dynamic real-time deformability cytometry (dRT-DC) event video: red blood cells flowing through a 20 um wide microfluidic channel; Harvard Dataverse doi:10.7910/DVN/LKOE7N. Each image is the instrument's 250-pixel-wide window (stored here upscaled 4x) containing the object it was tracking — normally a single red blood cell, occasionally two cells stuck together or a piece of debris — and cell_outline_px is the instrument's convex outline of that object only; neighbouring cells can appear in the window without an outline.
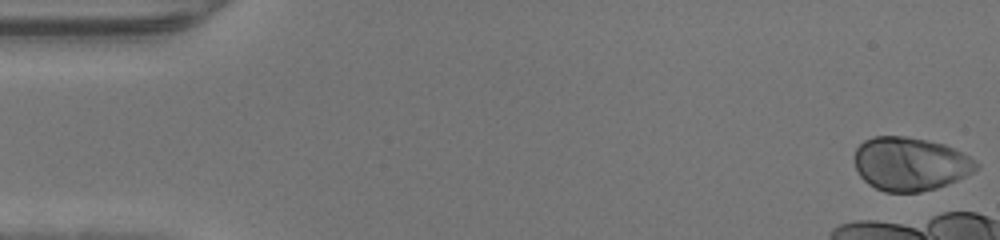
{"species": "human", "species_latin": "Homo sapiens", "temperature_condition": "warm", "stored_images_in_passage": 6, "camera_frame_rate_fps": 3000, "um_per_image_px": 0.085, "donor": {"sex": "male"}, "frame": {"image": 1, "passage_image": 1, "time_ms": 0.0, "image_size_px": [1000, 240], "cell_outline_px": [[980, 168], [948, 184], [936, 188], [920, 192], [884, 192], [868, 184], [860, 176], [856, 168], [852, 156], [856, 148], [864, 140], [872, 136], [904, 136], [944, 144], [968, 156], [980, 164]], "centroid_in_image_um": [77.32, 13.93], "position_along_channel_um": 7.7, "area_um2": 38.03}}